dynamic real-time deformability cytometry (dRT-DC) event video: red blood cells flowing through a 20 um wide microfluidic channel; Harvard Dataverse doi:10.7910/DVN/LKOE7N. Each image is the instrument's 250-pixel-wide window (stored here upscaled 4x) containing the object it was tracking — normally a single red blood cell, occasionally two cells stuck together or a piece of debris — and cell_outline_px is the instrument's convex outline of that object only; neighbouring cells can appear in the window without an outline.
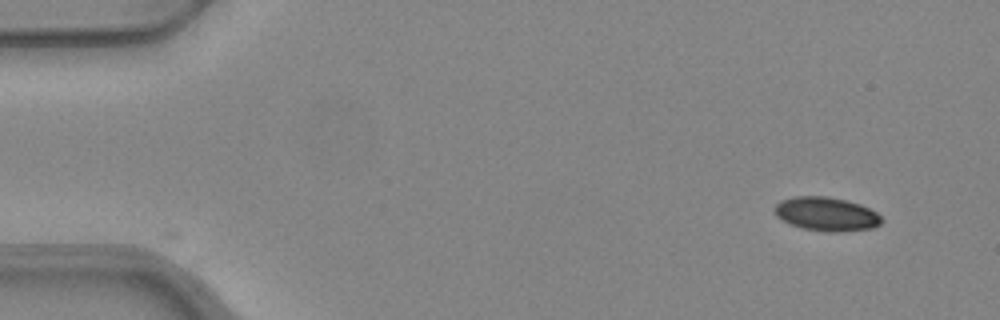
{"species": "common noctule bat (a hibernating species)", "species_latin": "Nyctalus noctula", "temperature_condition": "warm", "stored_images_in_passage": 2, "camera_frame_rate_fps": 3000, "um_per_image_px": 0.085, "animal": {"sex": "female", "body_mass_g": 24.6, "forearm_length_mm": 56.2}, "frame": {"image": 1, "passage_image": 1, "time_ms": 0.0, "image_size_px": [1000, 320], "cell_outline_px": [[880, 224], [872, 228], [840, 232], [824, 232], [804, 228], [792, 224], [776, 216], [776, 204], [780, 200], [796, 196], [824, 196], [844, 200], [860, 204], [876, 212], [880, 216]], "centroid_in_image_um": [70.24, 18.19], "position_along_channel_um": 14.8, "area_um2": 20.75}}